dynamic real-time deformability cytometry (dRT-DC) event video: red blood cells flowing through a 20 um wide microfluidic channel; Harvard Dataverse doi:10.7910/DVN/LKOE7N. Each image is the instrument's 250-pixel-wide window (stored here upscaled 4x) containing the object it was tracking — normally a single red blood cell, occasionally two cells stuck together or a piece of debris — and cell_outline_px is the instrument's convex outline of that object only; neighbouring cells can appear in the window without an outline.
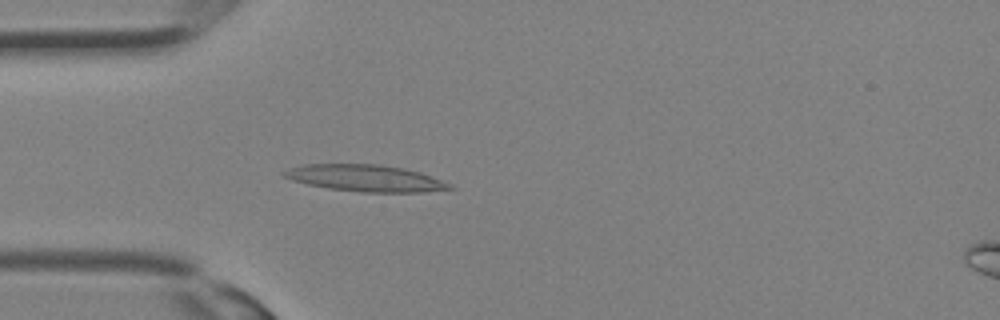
{"species": "Egyptian fruit bat (a non-hibernating species)", "species_latin": "Rousettus aegyptiacus", "temperature_condition": "room temperature", "stored_images_in_passage": 22, "camera_frame_rate_fps": 3000, "um_per_image_px": 0.085, "animal": {"sex": "female"}, "frame": {"image": 1, "passage_image": 1, "time_ms": 0.0, "image_size_px": [1000, 320], "cell_outline_px": [[456, 188], [424, 192], [360, 192], [328, 188], [308, 184], [292, 180], [284, 176], [280, 172], [288, 168], [304, 164], [380, 164], [404, 168], [420, 172], [452, 184]], "centroid_in_image_um": [31.06, 15.14], "position_along_channel_um": 53.9, "area_um2": 25.84}}
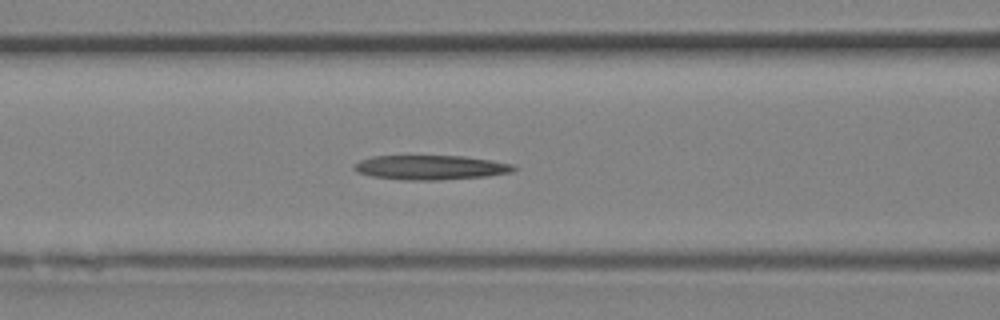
{"frame": {"image": 2, "passage_image": 5, "time_ms": 1.333, "image_size_px": [1000, 320], "cell_outline_px": [[516, 168], [512, 172], [488, 176], [436, 180], [404, 180], [372, 176], [356, 172], [352, 168], [352, 164], [360, 160], [372, 156], [464, 156], [492, 160], [516, 164]], "centroid_in_image_um": [36.6, 14.23], "position_along_channel_um": 130.0, "area_um2": 22.95}}
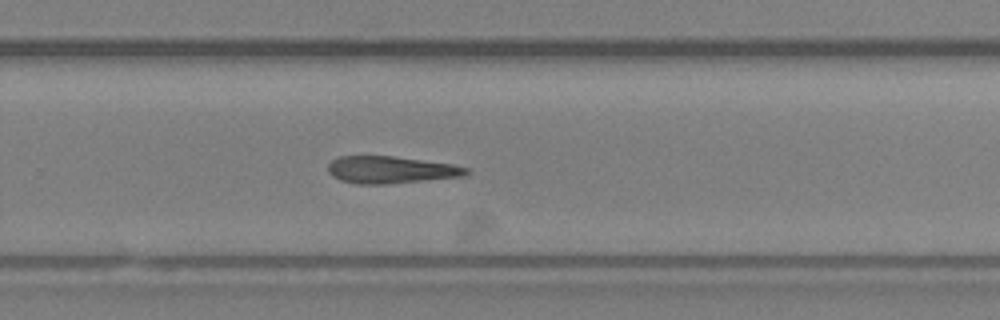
{"frame": {"image": 3, "passage_image": 13, "time_ms": 4.0, "image_size_px": [1000, 320], "cell_outline_px": [[472, 172], [460, 176], [384, 184], [356, 184], [340, 180], [332, 176], [328, 172], [328, 164], [332, 160], [340, 156], [392, 156], [452, 164], [468, 168]], "centroid_in_image_um": [33.16, 14.43], "position_along_channel_um": 296.6, "area_um2": 21.62}}